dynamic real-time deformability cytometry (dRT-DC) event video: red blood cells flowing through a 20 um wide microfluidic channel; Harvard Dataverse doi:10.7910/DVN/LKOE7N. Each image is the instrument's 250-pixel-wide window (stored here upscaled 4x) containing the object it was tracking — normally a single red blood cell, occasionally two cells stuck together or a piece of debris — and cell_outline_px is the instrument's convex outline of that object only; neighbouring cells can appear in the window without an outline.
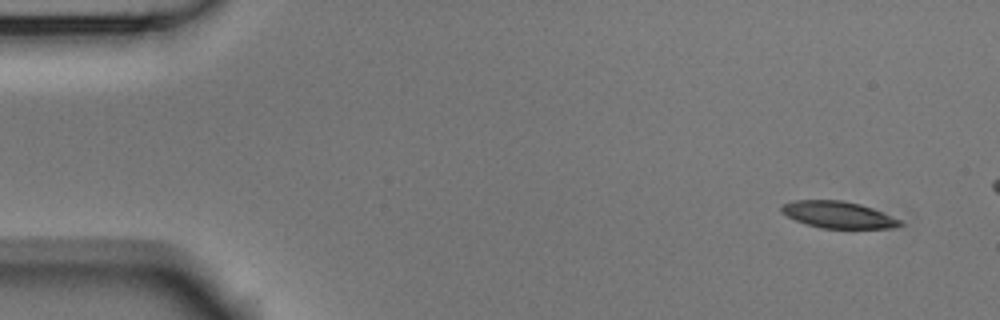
{"species": "Egyptian fruit bat (a non-hibernating species)", "species_latin": "Rousettus aegyptiacus", "temperature_condition": "room temperature", "stored_images_in_passage": 4, "camera_frame_rate_fps": 3000, "um_per_image_px": 0.085, "animal": {"sex": "male"}, "frame": {"image": 1, "passage_image": 1, "time_ms": 0.0, "image_size_px": [1000, 320], "cell_outline_px": [[904, 224], [896, 228], [820, 228], [796, 220], [780, 212], [780, 208], [784, 204], [796, 200], [840, 200], [860, 204], [872, 208], [900, 220]], "centroid_in_image_um": [71.25, 18.25], "position_along_channel_um": 13.8, "area_um2": 18.26}}